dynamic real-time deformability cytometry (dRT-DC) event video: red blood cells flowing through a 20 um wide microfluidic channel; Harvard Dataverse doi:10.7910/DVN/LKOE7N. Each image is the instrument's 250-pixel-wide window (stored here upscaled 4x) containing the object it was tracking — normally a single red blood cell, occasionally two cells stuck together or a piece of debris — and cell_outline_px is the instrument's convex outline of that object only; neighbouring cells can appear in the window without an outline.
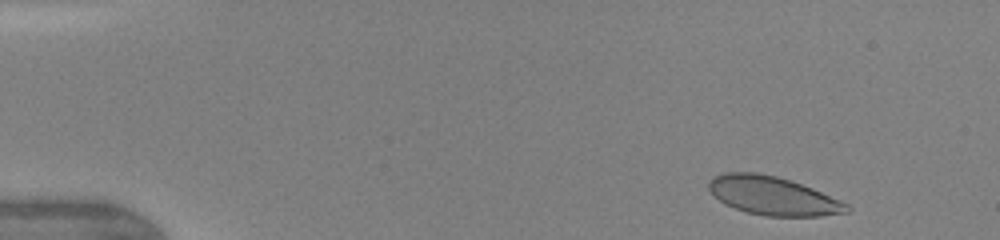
{"species": "human", "species_latin": "Homo sapiens", "temperature_condition": "warm", "stored_images_in_passage": 37, "camera_frame_rate_fps": 3000, "um_per_image_px": 0.085, "donor": {"sex": "female"}, "frame": {"image": 1, "passage_image": 6, "time_ms": 0.667, "image_size_px": [1000, 240], "cell_outline_px": [[852, 208], [848, 212], [820, 216], [764, 216], [748, 212], [724, 204], [708, 188], [708, 184], [716, 176], [724, 172], [756, 172], [776, 176], [792, 180], [812, 188], [848, 204]], "centroid_in_image_um": [65.72, 16.64], "position_along_channel_um": 19.3, "area_um2": 30.75}}
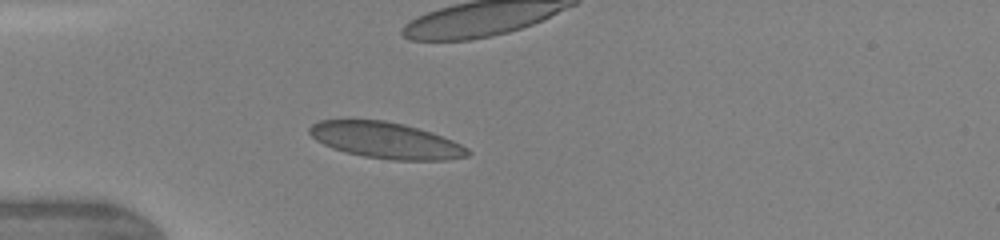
{"frame": {"image": 2, "passage_image": 25, "time_ms": 3.667, "image_size_px": [1000, 240], "cell_outline_px": [[472, 152], [468, 156], [444, 160], [392, 160], [364, 156], [344, 152], [332, 148], [316, 140], [308, 132], [308, 128], [312, 124], [320, 120], [384, 120], [404, 124], [432, 132], [452, 140], [468, 148]], "centroid_in_image_um": [32.8, 11.93], "position_along_channel_um": 52.2, "area_um2": 33.35}}